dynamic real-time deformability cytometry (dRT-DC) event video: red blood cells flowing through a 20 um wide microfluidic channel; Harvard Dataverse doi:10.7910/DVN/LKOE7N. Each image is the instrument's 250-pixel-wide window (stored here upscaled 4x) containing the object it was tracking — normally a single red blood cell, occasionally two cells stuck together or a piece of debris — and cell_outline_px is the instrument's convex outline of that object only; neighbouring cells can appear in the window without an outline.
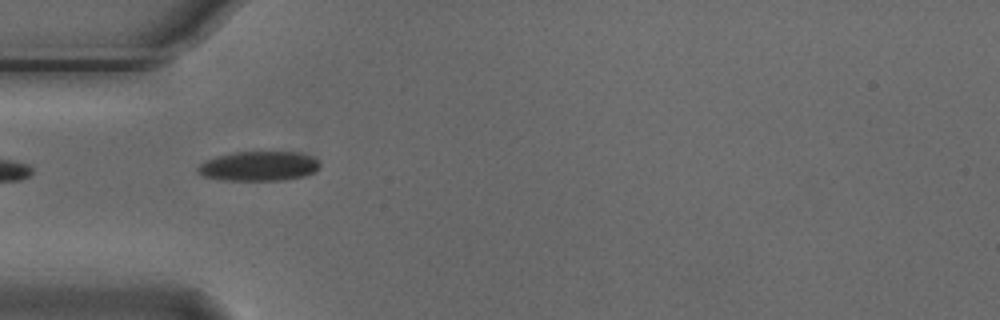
{"species": "Egyptian fruit bat (a non-hibernating species)", "species_latin": "Rousettus aegyptiacus", "temperature_condition": "cold", "stored_images_in_passage": 8, "camera_frame_rate_fps": 3000, "um_per_image_px": 0.085, "animal": {"sex": "male"}, "frame": {"image": 1, "passage_image": 4, "time_ms": 1.0, "image_size_px": [1000, 320], "cell_outline_px": [[320, 164], [312, 172], [304, 176], [284, 180], [224, 180], [204, 176], [196, 172], [196, 168], [204, 160], [216, 156], [236, 152], [300, 152], [312, 156]], "centroid_in_image_um": [21.95, 14.11], "position_along_channel_um": 63.1, "area_um2": 20.98}}
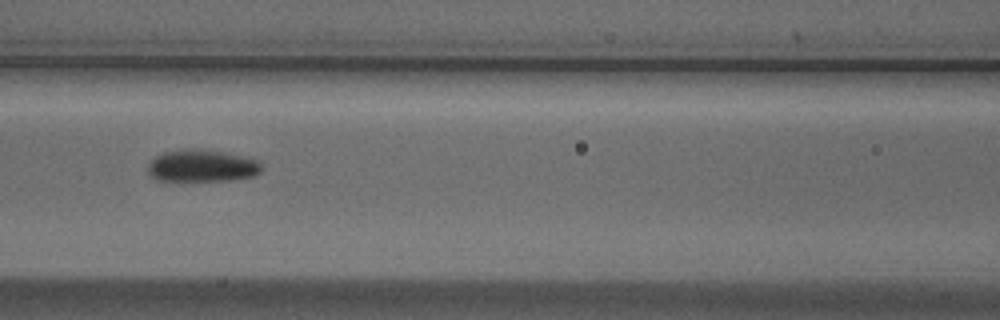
{"frame": {"image": 2, "passage_image": 6, "time_ms": 1.667, "image_size_px": [1000, 320], "cell_outline_px": [[260, 172], [256, 176], [232, 180], [156, 180], [148, 172], [148, 160], [164, 152], [184, 148], [196, 148], [220, 152], [256, 160], [260, 164]], "centroid_in_image_um": [17.1, 14.09], "position_along_channel_um": 149.5, "area_um2": 21.1}}
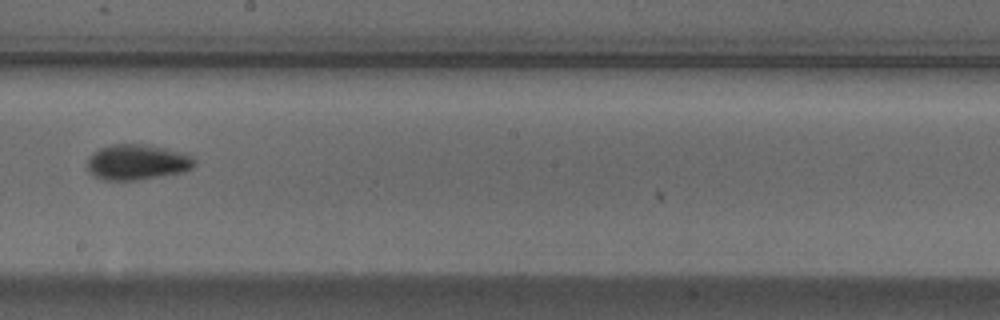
{"frame": {"image": 3, "passage_image": 8, "time_ms": 2.333, "image_size_px": [1000, 320], "cell_outline_px": [[196, 164], [192, 168], [184, 172], [140, 180], [104, 180], [88, 172], [88, 160], [100, 148], [112, 144], [144, 144], [184, 152], [192, 156], [196, 160]], "centroid_in_image_um": [11.72, 13.79], "position_along_channel_um": 236.5, "area_um2": 22.2}}